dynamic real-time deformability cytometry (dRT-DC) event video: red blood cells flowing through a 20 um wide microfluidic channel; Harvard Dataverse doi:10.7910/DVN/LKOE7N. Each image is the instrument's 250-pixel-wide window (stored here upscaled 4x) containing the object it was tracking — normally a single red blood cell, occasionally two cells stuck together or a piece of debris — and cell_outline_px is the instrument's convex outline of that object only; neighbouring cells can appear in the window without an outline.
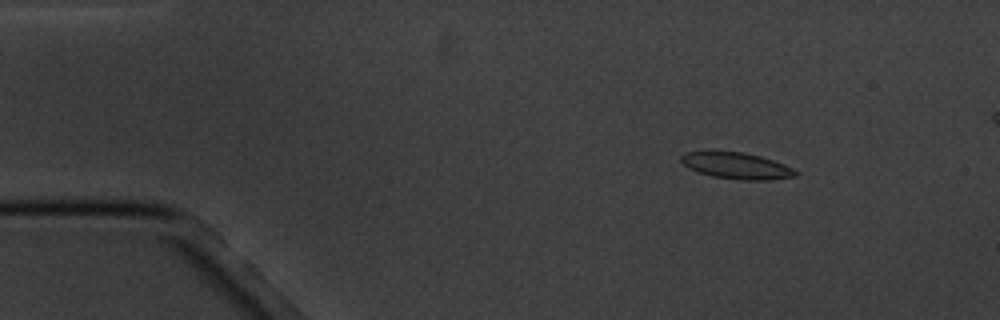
{"species": "common noctule bat (a hibernating species)", "species_latin": "Nyctalus noctula", "temperature_condition": "cold", "stored_images_in_passage": 4, "camera_frame_rate_fps": 3000, "um_per_image_px": 0.085, "animal": {"sex": "male", "body_mass_g": 20.1, "forearm_length_mm": 53.5}, "frame": {"image": 1, "passage_image": 1, "time_ms": 0.0, "image_size_px": [1000, 320], "cell_outline_px": [[800, 172], [796, 176], [772, 180], [740, 180], [712, 176], [688, 168], [680, 160], [680, 156], [684, 152], [740, 152], [760, 156], [784, 164]], "centroid_in_image_um": [62.64, 14.1], "position_along_channel_um": 22.4, "area_um2": 17.46}}